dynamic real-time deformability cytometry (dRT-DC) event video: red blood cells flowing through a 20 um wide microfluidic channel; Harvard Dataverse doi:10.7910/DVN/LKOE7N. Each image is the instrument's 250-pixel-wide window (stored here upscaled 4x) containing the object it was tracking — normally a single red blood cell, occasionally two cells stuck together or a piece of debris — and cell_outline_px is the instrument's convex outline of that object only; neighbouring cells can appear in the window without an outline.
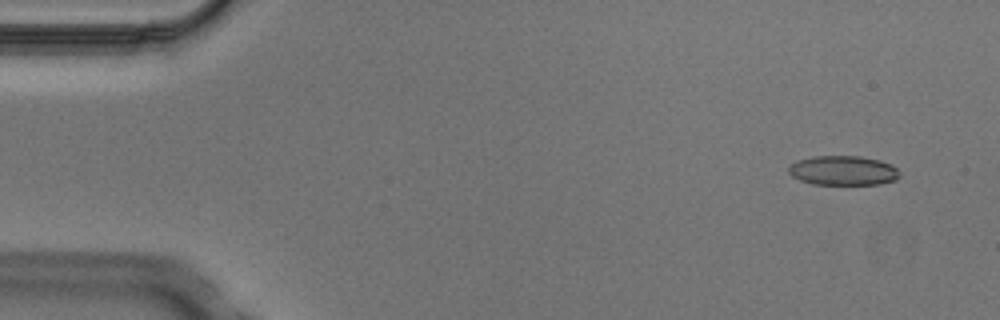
{"species": "Egyptian fruit bat (a non-hibernating species)", "species_latin": "Rousettus aegyptiacus", "temperature_condition": "cold", "stored_images_in_passage": 6, "segment_of_instrument_passage": [2, 2], "camera_frame_rate_fps": 3000, "um_per_image_px": 0.085, "animal": {"sex": "male"}, "frame": {"image": 1, "passage_image": 6, "time_ms": 1.667, "image_size_px": [1000, 320], "cell_outline_px": [[900, 176], [896, 180], [880, 184], [812, 184], [800, 180], [792, 176], [788, 172], [788, 168], [796, 160], [816, 156], [860, 156], [880, 160], [892, 164], [896, 168]], "centroid_in_image_um": [71.67, 14.49], "position_along_channel_um": 13.3, "area_um2": 19.13}}